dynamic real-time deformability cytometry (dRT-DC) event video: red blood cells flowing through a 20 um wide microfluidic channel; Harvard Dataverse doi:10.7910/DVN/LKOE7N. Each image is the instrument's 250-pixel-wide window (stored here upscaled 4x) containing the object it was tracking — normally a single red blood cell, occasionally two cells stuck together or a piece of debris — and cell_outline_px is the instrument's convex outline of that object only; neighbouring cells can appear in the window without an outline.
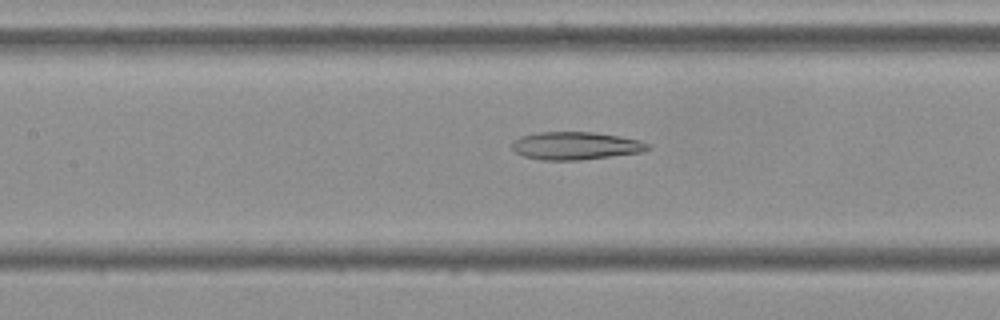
{"species": "Egyptian fruit bat (a non-hibernating species)", "species_latin": "Rousettus aegyptiacus", "temperature_condition": "cold", "stored_images_in_passage": 15, "camera_frame_rate_fps": 3000, "um_per_image_px": 0.085, "frame": {"image": 1, "passage_image": 13, "time_ms": 4.0, "image_size_px": [1000, 320], "cell_outline_px": [[652, 148], [640, 152], [580, 160], [540, 160], [524, 156], [516, 152], [512, 148], [512, 140], [520, 136], [540, 132], [596, 132], [620, 136], [640, 140], [652, 144]], "centroid_in_image_um": [48.94, 12.38], "position_along_channel_um": 158.5, "area_um2": 22.14}}